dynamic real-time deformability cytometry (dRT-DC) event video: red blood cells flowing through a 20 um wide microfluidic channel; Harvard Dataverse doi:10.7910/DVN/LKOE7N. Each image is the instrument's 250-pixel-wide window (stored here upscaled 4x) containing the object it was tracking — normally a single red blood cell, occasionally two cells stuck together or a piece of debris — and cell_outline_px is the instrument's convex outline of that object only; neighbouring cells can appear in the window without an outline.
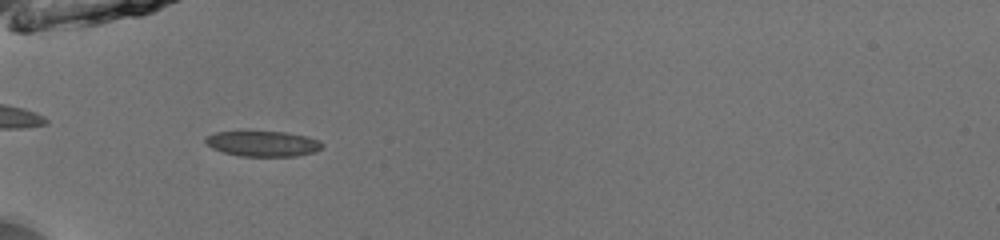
{"species": "common noctule bat (a hibernating species)", "species_latin": "Nyctalus noctula", "temperature_condition": "room temperature", "stored_images_in_passage": 35, "camera_frame_rate_fps": 3000, "um_per_image_px": 0.085, "animal": {"sex": "male", "body_mass_g": 13.0, "forearm_length_mm": 53.1}, "frame": {"image": 1, "passage_image": 2, "time_ms": 0.333, "image_size_px": [1000, 240], "cell_outline_px": [[324, 144], [316, 152], [296, 156], [240, 156], [224, 152], [212, 148], [204, 140], [204, 136], [216, 132], [284, 132], [308, 136], [320, 140]], "centroid_in_image_um": [22.37, 12.21], "position_along_channel_um": 62.6, "area_um2": 17.28}}
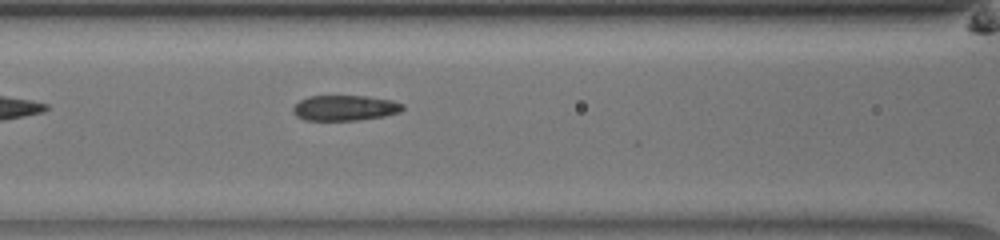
{"frame": {"image": 2, "passage_image": 8, "time_ms": 2.333, "image_size_px": [1000, 240], "cell_outline_px": [[404, 108], [400, 112], [384, 116], [360, 120], [304, 120], [296, 116], [292, 112], [292, 108], [300, 100], [308, 96], [368, 96], [392, 100], [404, 104]], "centroid_in_image_um": [29.32, 9.17], "position_along_channel_um": 137.3, "area_um2": 16.36}}
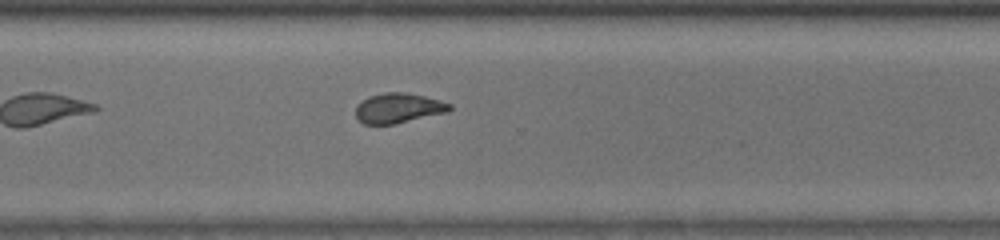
{"frame": {"image": 3, "passage_image": 23, "time_ms": 7.333, "image_size_px": [1000, 240], "cell_outline_px": [[452, 108], [448, 112], [396, 124], [364, 124], [356, 116], [356, 104], [368, 96], [384, 92], [404, 92], [424, 96], [440, 100], [452, 104]], "centroid_in_image_um": [33.87, 9.18], "position_along_channel_um": 336.7, "area_um2": 16.53}, "authors_computed_cell_mechanics": {"area_um2": 17.1088, "velocity_mm_per_s": 3.9912, "shape_relaxation_time_tau1_ms": 5.2626, "shape_relaxation_time_tau2_ms": 1.6283, "deformation_change_tau1": 0.1562, "deformation_change_tau2": 0.0801}}